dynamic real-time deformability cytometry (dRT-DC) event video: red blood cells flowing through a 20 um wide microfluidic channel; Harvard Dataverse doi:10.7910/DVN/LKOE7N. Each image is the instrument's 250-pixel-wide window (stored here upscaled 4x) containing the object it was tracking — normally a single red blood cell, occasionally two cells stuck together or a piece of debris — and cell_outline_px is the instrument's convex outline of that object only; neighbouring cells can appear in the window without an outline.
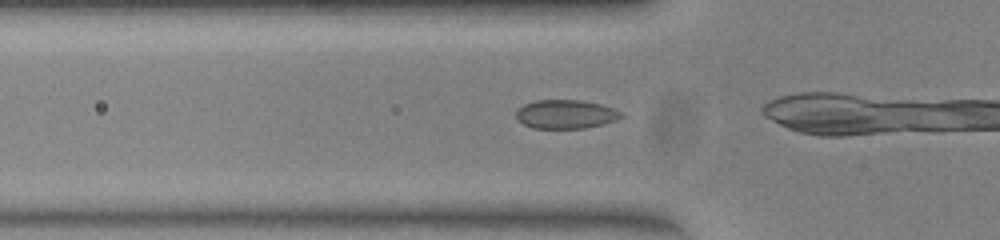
{"species": "common noctule bat (a hibernating species)", "species_latin": "Nyctalus noctula", "temperature_condition": "warm", "stored_images_in_passage": 10, "camera_frame_rate_fps": 3000, "um_per_image_px": 0.085, "animal": {"sex": "female", "body_mass_g": 23.0, "forearm_length_mm": 53.4}, "frame": {"image": 1, "passage_image": 5, "time_ms": 1.333, "image_size_px": [1000, 240], "cell_outline_px": [[624, 116], [616, 120], [604, 124], [584, 128], [532, 128], [524, 124], [516, 116], [516, 112], [524, 104], [536, 100], [580, 100], [600, 104], [612, 108], [620, 112]], "centroid_in_image_um": [48.1, 9.71], "position_along_channel_um": 77.7, "area_um2": 17.46}}